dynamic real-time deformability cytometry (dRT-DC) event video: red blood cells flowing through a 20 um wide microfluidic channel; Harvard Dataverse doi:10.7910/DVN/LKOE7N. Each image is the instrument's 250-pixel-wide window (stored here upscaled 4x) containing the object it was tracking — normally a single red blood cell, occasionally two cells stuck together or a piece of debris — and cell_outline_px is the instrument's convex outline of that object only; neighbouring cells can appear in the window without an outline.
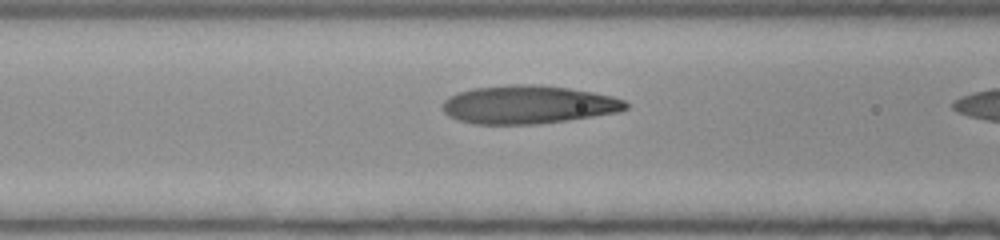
{"species": "human", "species_latin": "Homo sapiens", "temperature_condition": "room temperature", "stored_images_in_passage": 13, "camera_frame_rate_fps": 3000, "um_per_image_px": 0.085, "donor": {"sex": "female"}, "frame": {"image": 1, "passage_image": 11, "time_ms": 3.333, "image_size_px": [1000, 240], "cell_outline_px": [[628, 108], [620, 112], [568, 120], [540, 124], [472, 124], [456, 120], [448, 116], [444, 112], [440, 104], [448, 96], [456, 92], [472, 88], [516, 84], [536, 84], [568, 88], [592, 92], [612, 96], [624, 100], [628, 104]], "centroid_in_image_um": [44.85, 8.9], "position_along_channel_um": 121.7, "area_um2": 41.27}}